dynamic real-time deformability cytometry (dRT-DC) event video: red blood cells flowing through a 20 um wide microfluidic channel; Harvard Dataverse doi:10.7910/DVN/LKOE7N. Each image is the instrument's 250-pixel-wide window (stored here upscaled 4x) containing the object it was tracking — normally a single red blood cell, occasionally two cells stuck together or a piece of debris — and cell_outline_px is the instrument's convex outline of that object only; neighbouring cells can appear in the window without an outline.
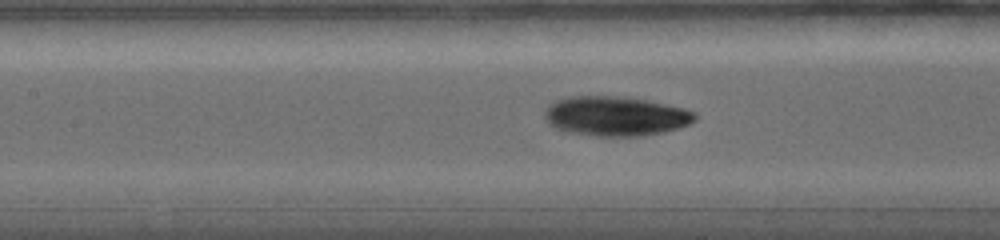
{"species": "common noctule bat (a hibernating species)", "species_latin": "Nyctalus noctula", "temperature_condition": "warm", "stored_images_in_passage": 37, "camera_frame_rate_fps": 5000, "um_per_image_px": 0.085, "animal": {"sex": "female", "body_mass_g": 19.0, "forearm_length_mm": 56.7}, "frame": {"image": 1, "passage_image": 17, "time_ms": 5.8, "image_size_px": [1000, 240], "cell_outline_px": [[696, 120], [688, 124], [664, 132], [644, 136], [596, 136], [568, 132], [556, 128], [548, 124], [544, 116], [544, 112], [548, 104], [556, 100], [572, 96], [616, 96], [648, 100], [684, 108], [696, 112]], "centroid_in_image_um": [52.31, 9.87], "position_along_channel_um": 155.1, "area_um2": 34.8}}
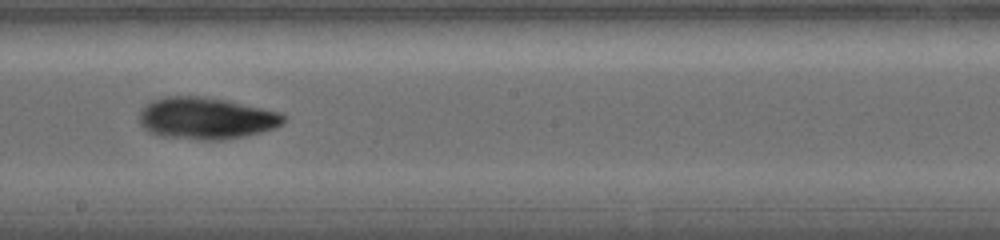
{"frame": {"image": 2, "passage_image": 22, "time_ms": 7.8, "image_size_px": [1000, 240], "cell_outline_px": [[284, 124], [276, 128], [244, 136], [224, 140], [200, 140], [160, 136], [144, 128], [140, 124], [140, 112], [148, 104], [156, 100], [168, 96], [196, 96], [224, 100], [280, 112], [284, 116]], "centroid_in_image_um": [17.55, 10.07], "position_along_channel_um": 230.7, "area_um2": 34.74}}
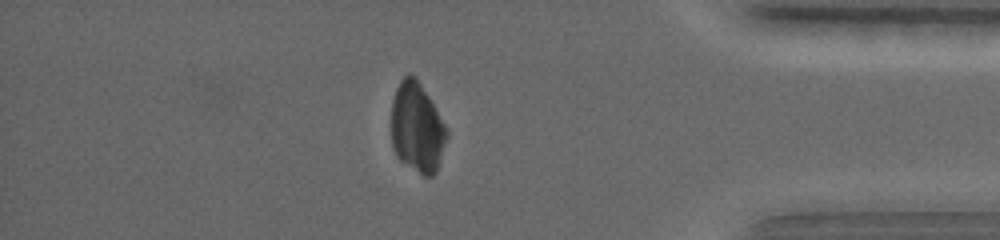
{"frame": {"image": 3, "passage_image": 35, "time_ms": 13.0, "image_size_px": [1000, 240], "cell_outline_px": [[448, 136], [436, 172], [432, 176], [424, 176], [400, 160], [396, 156], [392, 144], [392, 104], [396, 92], [404, 76], [412, 76], [420, 84], [448, 128]], "centroid_in_image_um": [35.47, 10.92], "position_along_channel_um": 399.7, "area_um2": 28.44}}